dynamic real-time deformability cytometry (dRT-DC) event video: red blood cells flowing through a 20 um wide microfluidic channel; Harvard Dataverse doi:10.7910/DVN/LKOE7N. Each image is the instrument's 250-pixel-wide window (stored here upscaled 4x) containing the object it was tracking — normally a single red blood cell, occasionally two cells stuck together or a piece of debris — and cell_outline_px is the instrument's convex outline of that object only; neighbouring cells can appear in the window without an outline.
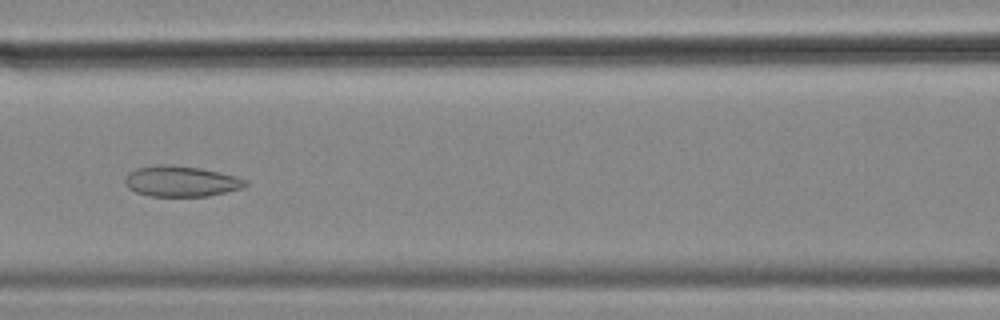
{"species": "common noctule bat (a hibernating species)", "species_latin": "Nyctalus noctula", "temperature_condition": "cold", "stored_images_in_passage": 57, "camera_frame_rate_fps": 3000, "um_per_image_px": 0.085, "animal": {"sex": "female", "body_mass_g": 18.4}, "frame": {"image": 1, "passage_image": 25, "time_ms": 8.0, "image_size_px": [1000, 320], "cell_outline_px": [[248, 184], [240, 188], [208, 196], [148, 196], [136, 192], [128, 188], [124, 184], [124, 180], [128, 172], [136, 168], [160, 164], [164, 164], [200, 168], [236, 176], [244, 180]], "centroid_in_image_um": [15.32, 15.41], "position_along_channel_um": 151.3, "area_um2": 21.39}}
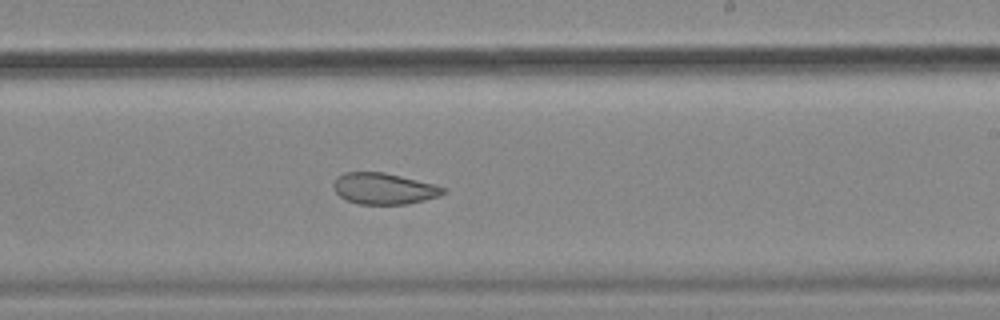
{"frame": {"image": 2, "passage_image": 34, "time_ms": 11.0, "image_size_px": [1000, 320], "cell_outline_px": [[448, 192], [440, 196], [408, 204], [356, 204], [340, 196], [332, 188], [332, 184], [344, 172], [384, 172], [436, 184], [448, 188]], "centroid_in_image_um": [32.69, 16.03], "position_along_channel_um": 256.3, "area_um2": 20.17}}
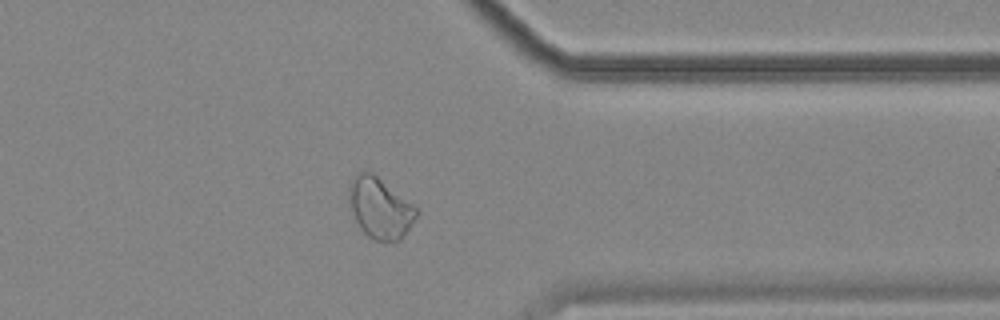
{"frame": {"image": 3, "passage_image": 45, "time_ms": 14.667, "image_size_px": [1000, 320], "cell_outline_px": [[420, 212], [412, 224], [400, 240], [376, 240], [368, 236], [360, 228], [352, 212], [348, 196], [348, 184], [352, 176], [356, 172], [372, 172], [420, 208]], "centroid_in_image_um": [32.31, 17.64], "position_along_channel_um": 379.1, "area_um2": 24.1}, "authors_computed_cell_mechanics": {"area_um2": 25.8366, "velocity_mm_per_s": 3.5251, "shape_relaxation_time_tau1_ms": null, "shape_relaxation_time_tau2_ms": 2.4055, "deformation_change_tau1": null, "deformation_change_tau2": 0.0764}}